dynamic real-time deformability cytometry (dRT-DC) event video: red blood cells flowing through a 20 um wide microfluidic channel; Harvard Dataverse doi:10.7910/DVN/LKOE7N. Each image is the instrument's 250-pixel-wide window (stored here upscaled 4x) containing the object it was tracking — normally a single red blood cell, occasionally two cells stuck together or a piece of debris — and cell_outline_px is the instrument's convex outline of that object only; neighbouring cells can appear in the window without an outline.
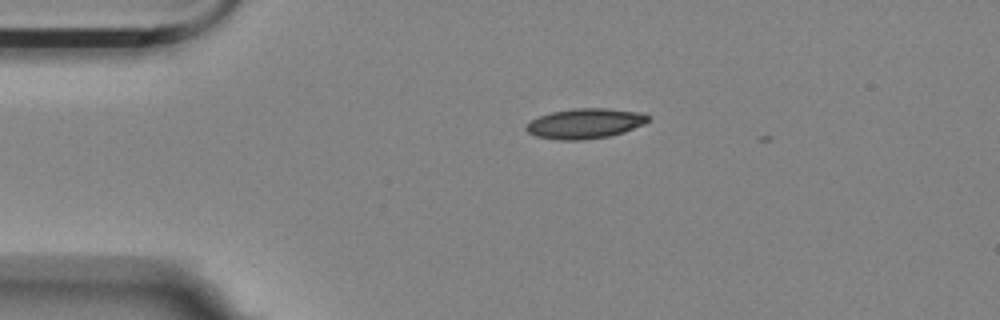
{"species": "Egyptian fruit bat (a non-hibernating species)", "species_latin": "Rousettus aegyptiacus", "temperature_condition": "room temperature", "stored_images_in_passage": 3, "camera_frame_rate_fps": 3000, "um_per_image_px": 0.085, "animal": {"sex": "female"}, "frame": {"image": 1, "passage_image": 1, "time_ms": 0.0, "image_size_px": [1000, 320], "cell_outline_px": [[652, 120], [644, 124], [624, 132], [608, 136], [580, 140], [560, 140], [536, 136], [528, 132], [524, 128], [532, 120], [540, 116], [552, 112], [576, 108], [604, 108], [640, 112], [652, 116]], "centroid_in_image_um": [49.78, 10.49], "position_along_channel_um": 35.2, "area_um2": 21.33}}